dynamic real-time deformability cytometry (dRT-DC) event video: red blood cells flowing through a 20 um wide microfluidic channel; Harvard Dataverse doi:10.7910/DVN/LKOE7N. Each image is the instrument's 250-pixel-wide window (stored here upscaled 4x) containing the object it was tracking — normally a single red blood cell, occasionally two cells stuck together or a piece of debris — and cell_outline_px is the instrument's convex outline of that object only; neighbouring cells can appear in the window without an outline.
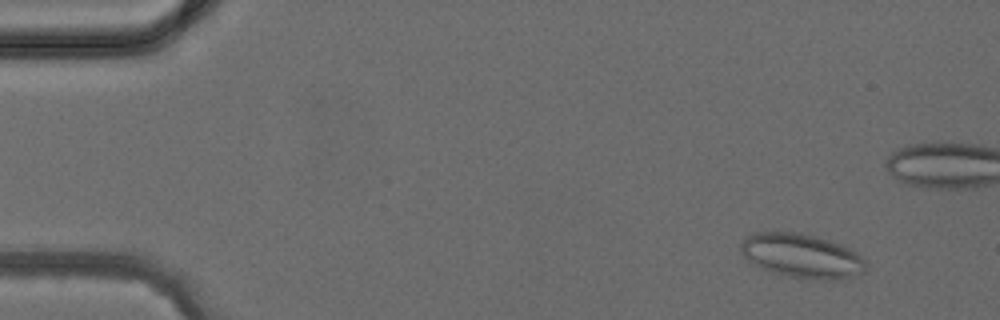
{"species": "common noctule bat (a hibernating species)", "species_latin": "Nyctalus noctula", "temperature_condition": "cold", "stored_images_in_passage": 4, "camera_frame_rate_fps": 3000, "um_per_image_px": 0.085, "animal": {"sex": "female", "body_mass_g": 24.6, "forearm_length_mm": 56.2}, "frame": {"image": 1, "passage_image": 1, "time_ms": 0.0, "image_size_px": [1000, 320], "cell_outline_px": [[868, 268], [864, 272], [840, 280], [832, 280], [788, 276], [772, 272], [760, 268], [752, 264], [740, 252], [740, 240], [744, 236], [756, 232], [800, 232], [832, 240], [864, 256], [868, 264]], "centroid_in_image_um": [68.16, 21.73], "position_along_channel_um": 16.8, "area_um2": 32.71}}